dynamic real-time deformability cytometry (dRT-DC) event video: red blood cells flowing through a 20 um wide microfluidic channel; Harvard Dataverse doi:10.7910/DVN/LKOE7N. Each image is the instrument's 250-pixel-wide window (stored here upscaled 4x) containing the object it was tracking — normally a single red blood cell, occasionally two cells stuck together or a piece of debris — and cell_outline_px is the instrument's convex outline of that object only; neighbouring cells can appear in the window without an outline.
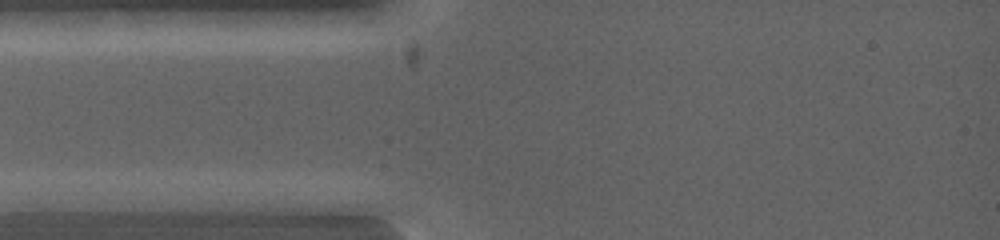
{"species": "common noctule bat (a hibernating species)", "species_latin": "Nyctalus noctula", "temperature_condition": "warm", "stored_images_in_passage": 3, "camera_frame_rate_fps": 5000, "um_per_image_px": 0.085, "animal": {"sex": "female", "body_mass_g": 19.0, "forearm_length_mm": 53.3}, "frame": {"image": 1, "passage_image": 2, "time_ms": 0.4, "image_size_px": [1000, 240], "cell_outline_px": [[120, 200], [100, 212], [16, 212], [16, 200], [40, 192], [88, 192]], "centroid_in_image_um": [5.46, 17.22], "position_along_channel_um": 79.5, "area_um2": 12.54}}